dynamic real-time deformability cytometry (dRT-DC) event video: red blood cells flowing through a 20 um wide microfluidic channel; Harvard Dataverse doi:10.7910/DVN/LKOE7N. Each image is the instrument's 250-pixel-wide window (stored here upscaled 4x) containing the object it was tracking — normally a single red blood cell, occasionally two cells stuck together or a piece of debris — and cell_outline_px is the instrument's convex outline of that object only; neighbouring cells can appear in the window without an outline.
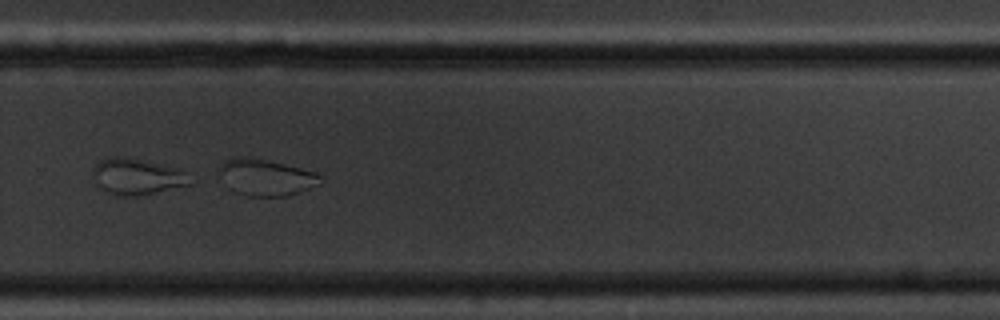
{"species": "common noctule bat (a hibernating species)", "species_latin": "Nyctalus noctula", "temperature_condition": "cold", "stored_images_in_passage": 14, "camera_frame_rate_fps": 3000, "um_per_image_px": 0.085, "animal": {"sex": "male", "body_mass_g": 20.1, "forearm_length_mm": 53.5}, "frame": {"image": 1, "passage_image": 10, "time_ms": 11.333, "image_size_px": [1000, 320], "cell_outline_px": [[324, 180], [320, 184], [288, 196], [244, 196], [228, 188], [224, 184], [216, 172], [220, 164], [224, 160], [232, 156], [252, 156], [316, 172]], "centroid_in_image_um": [22.52, 15.05], "position_along_channel_um": 307.3, "area_um2": 22.14}}